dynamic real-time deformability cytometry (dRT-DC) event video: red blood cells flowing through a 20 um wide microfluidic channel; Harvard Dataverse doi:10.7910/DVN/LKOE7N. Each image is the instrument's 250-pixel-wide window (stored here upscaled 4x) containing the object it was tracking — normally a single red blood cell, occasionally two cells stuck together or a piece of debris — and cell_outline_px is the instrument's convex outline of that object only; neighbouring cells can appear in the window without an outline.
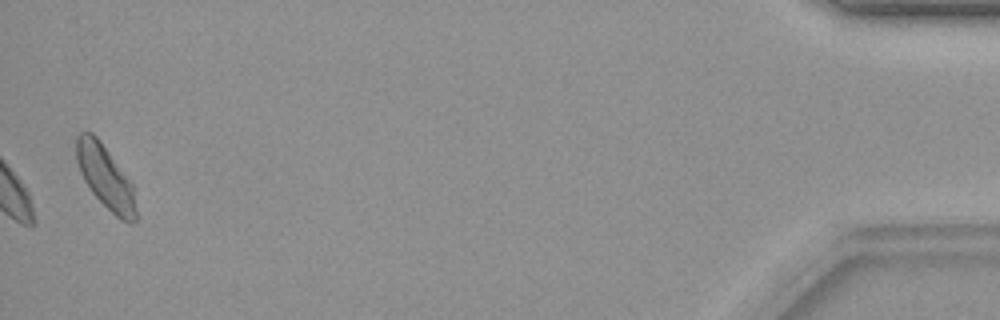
{"species": "common noctule bat (a hibernating species)", "species_latin": "Nyctalus noctula", "temperature_condition": "warm", "stored_images_in_passage": 31, "camera_frame_rate_fps": 3000, "um_per_image_px": 0.085, "animal": {"sex": "female", "body_mass_g": 19.9}, "frame": {"image": 1, "passage_image": 31, "time_ms": 10.0, "image_size_px": [1000, 320], "cell_outline_px": [[136, 220], [132, 224], [120, 220], [92, 192], [84, 180], [80, 172], [76, 160], [76, 136], [80, 132], [92, 132], [100, 140], [132, 184], [136, 208]], "centroid_in_image_um": [8.95, 15.04], "position_along_channel_um": 426.3, "area_um2": 21.68}}